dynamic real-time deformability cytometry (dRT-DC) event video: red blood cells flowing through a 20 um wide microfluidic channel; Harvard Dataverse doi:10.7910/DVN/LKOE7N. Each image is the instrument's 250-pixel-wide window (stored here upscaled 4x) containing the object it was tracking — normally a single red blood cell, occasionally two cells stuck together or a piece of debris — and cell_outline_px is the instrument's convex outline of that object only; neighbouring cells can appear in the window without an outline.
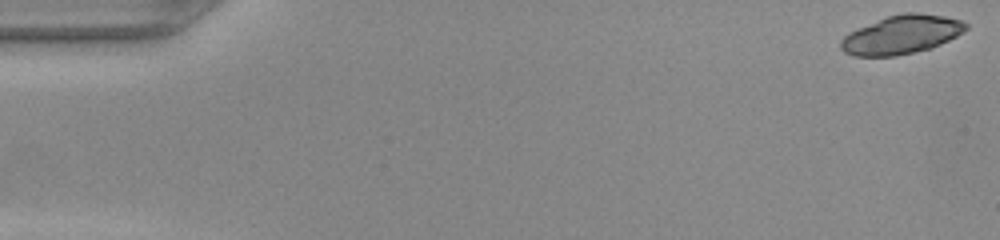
{"species": "common noctule bat (a hibernating species)", "species_latin": "Nyctalus noctula", "temperature_condition": "warm", "stored_images_in_passage": 49, "camera_frame_rate_fps": 3000, "um_per_image_px": 0.085, "animal": {"sex": "female", "body_mass_g": 22.0, "forearm_length_mm": 56.7}, "frame": {"image": 1, "passage_image": 1, "time_ms": 0.0, "image_size_px": [1000, 240], "cell_outline_px": [[968, 28], [964, 32], [932, 48], [896, 56], [852, 56], [844, 52], [840, 48], [840, 40], [848, 32], [888, 16], [904, 12], [916, 12], [944, 16], [960, 20], [968, 24]], "centroid_in_image_um": [76.62, 2.95], "position_along_channel_um": 8.4, "area_um2": 28.15}}
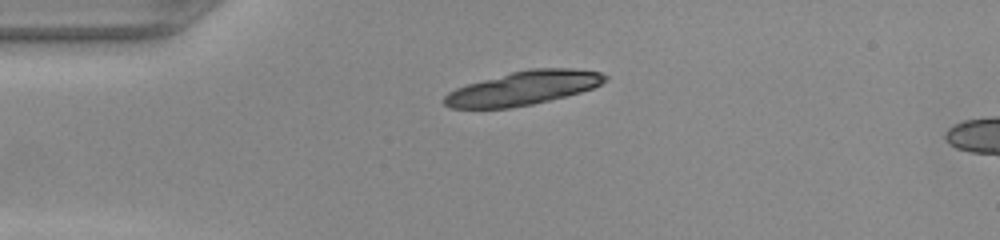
{"frame": {"image": 2, "passage_image": 12, "time_ms": 3.667, "image_size_px": [1000, 240], "cell_outline_px": [[608, 80], [592, 88], [580, 92], [532, 104], [508, 108], [452, 108], [444, 104], [444, 96], [448, 92], [456, 88], [468, 84], [512, 72], [532, 68], [572, 68], [600, 72], [608, 76]], "centroid_in_image_um": [44.49, 7.48], "position_along_channel_um": 40.5, "area_um2": 31.33}}